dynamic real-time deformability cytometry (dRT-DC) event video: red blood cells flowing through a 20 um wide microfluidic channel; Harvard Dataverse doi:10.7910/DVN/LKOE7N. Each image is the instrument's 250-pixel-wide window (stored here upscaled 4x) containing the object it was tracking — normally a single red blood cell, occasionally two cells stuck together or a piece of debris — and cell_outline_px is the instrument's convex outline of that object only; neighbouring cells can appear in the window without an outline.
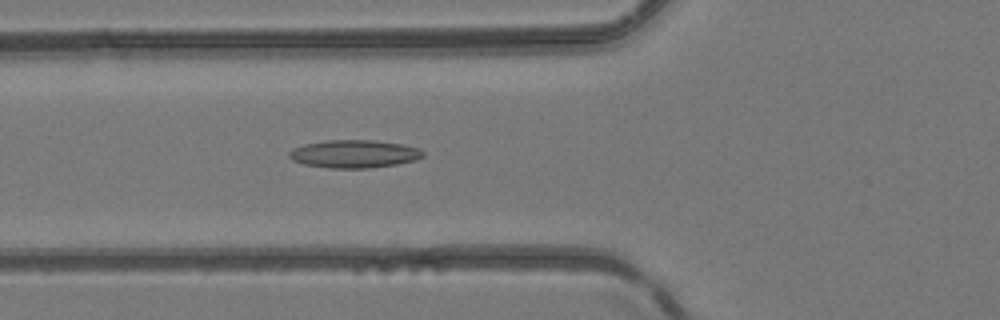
{"species": "common noctule bat (a hibernating species)", "species_latin": "Nyctalus noctula", "temperature_condition": "room temperature", "stored_images_in_passage": 29, "camera_frame_rate_fps": 3000, "um_per_image_px": 0.085, "animal": {"sex": "female", "body_mass_g": 24.6, "forearm_length_mm": 56.2}, "frame": {"image": 1, "passage_image": 10, "time_ms": 3.0, "image_size_px": [1000, 320], "cell_outline_px": [[424, 156], [416, 160], [396, 164], [368, 168], [328, 168], [304, 164], [292, 160], [288, 156], [288, 152], [292, 148], [304, 144], [324, 140], [376, 140], [400, 144], [420, 148], [424, 152]], "centroid_in_image_um": [30.08, 13.07], "position_along_channel_um": 95.7, "area_um2": 21.91}}
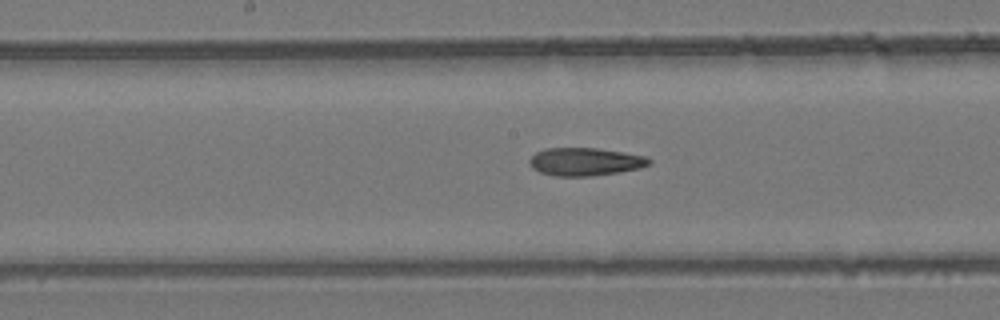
{"frame": {"image": 2, "passage_image": 17, "time_ms": 5.333, "image_size_px": [1000, 320], "cell_outline_px": [[652, 164], [640, 168], [592, 176], [556, 176], [540, 172], [532, 168], [528, 164], [528, 160], [536, 152], [544, 148], [596, 148], [648, 156], [652, 160]], "centroid_in_image_um": [49.74, 13.74], "position_along_channel_um": 198.5, "area_um2": 19.59}}
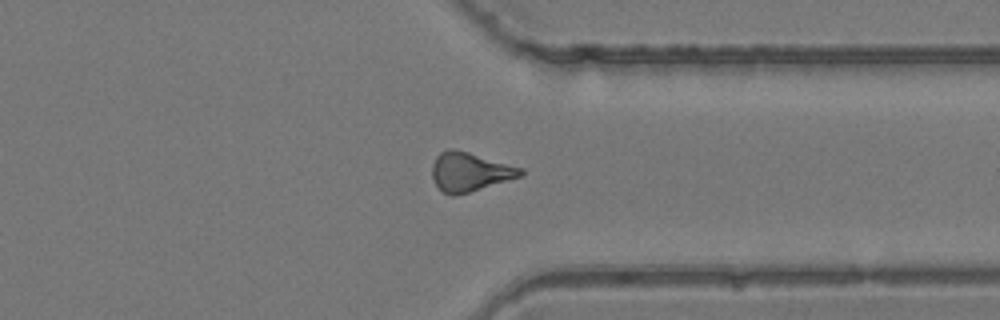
{"frame": {"image": 3, "passage_image": 29, "time_ms": 9.333, "image_size_px": [1000, 320], "cell_outline_px": [[524, 176], [468, 192], [452, 196], [448, 196], [432, 180], [432, 164], [436, 156], [440, 152], [448, 148], [452, 148], [468, 152], [524, 168]], "centroid_in_image_um": [39.94, 14.6], "position_along_channel_um": 371.5, "area_um2": 20.17}}